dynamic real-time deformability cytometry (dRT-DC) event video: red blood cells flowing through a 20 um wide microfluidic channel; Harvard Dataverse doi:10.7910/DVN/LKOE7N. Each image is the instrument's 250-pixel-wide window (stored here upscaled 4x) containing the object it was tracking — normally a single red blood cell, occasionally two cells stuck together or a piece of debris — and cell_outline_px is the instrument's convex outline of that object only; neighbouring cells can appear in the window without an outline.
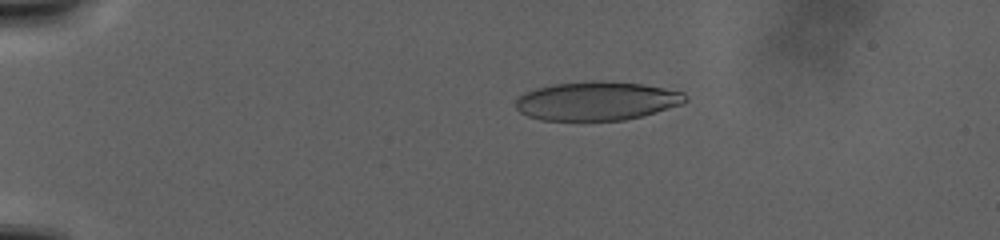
{"species": "human", "species_latin": "Homo sapiens", "temperature_condition": "warm", "stored_images_in_passage": 34, "camera_frame_rate_fps": 3000, "um_per_image_px": 0.085, "donor": {"sex": "male"}, "frame": {"image": 1, "passage_image": 7, "time_ms": 7.0, "image_size_px": [1000, 240], "cell_outline_px": [[688, 100], [684, 104], [656, 112], [624, 120], [540, 120], [528, 116], [520, 112], [516, 108], [516, 100], [520, 96], [536, 88], [556, 84], [600, 80], [640, 84], [664, 88], [684, 92], [688, 96]], "centroid_in_image_um": [50.77, 8.58], "position_along_channel_um": 34.2, "area_um2": 38.15}}
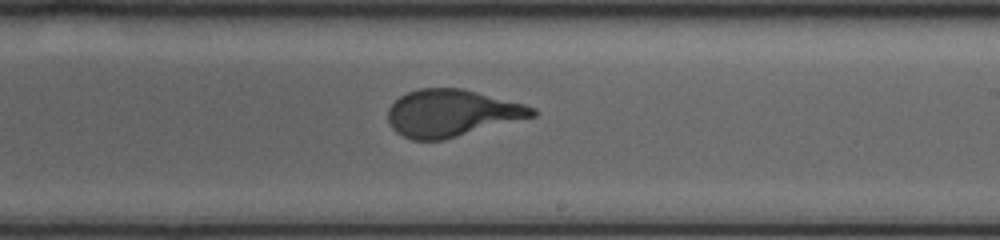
{"frame": {"image": 2, "passage_image": 21, "time_ms": 23.667, "image_size_px": [1000, 240], "cell_outline_px": [[536, 116], [444, 140], [412, 140], [396, 132], [392, 128], [388, 120], [388, 108], [400, 96], [408, 92], [420, 88], [464, 88], [524, 104], [536, 108]], "centroid_in_image_um": [38.4, 9.61], "position_along_channel_um": 250.6, "area_um2": 39.65}}
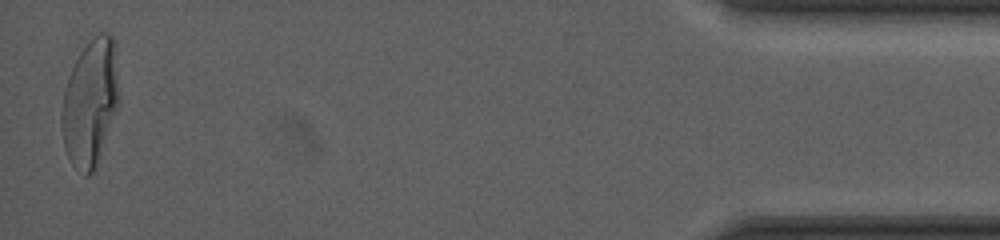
{"frame": {"image": 3, "passage_image": 34, "time_ms": 38.0, "image_size_px": [1000, 240], "cell_outline_px": [[120, 100], [96, 168], [88, 176], [84, 176], [72, 164], [64, 148], [60, 120], [60, 116], [64, 92], [68, 76], [80, 52], [100, 32], [108, 32], [112, 36], [116, 44], [120, 96]], "centroid_in_image_um": [7.69, 8.73], "position_along_channel_um": 427.5, "area_um2": 42.83}}